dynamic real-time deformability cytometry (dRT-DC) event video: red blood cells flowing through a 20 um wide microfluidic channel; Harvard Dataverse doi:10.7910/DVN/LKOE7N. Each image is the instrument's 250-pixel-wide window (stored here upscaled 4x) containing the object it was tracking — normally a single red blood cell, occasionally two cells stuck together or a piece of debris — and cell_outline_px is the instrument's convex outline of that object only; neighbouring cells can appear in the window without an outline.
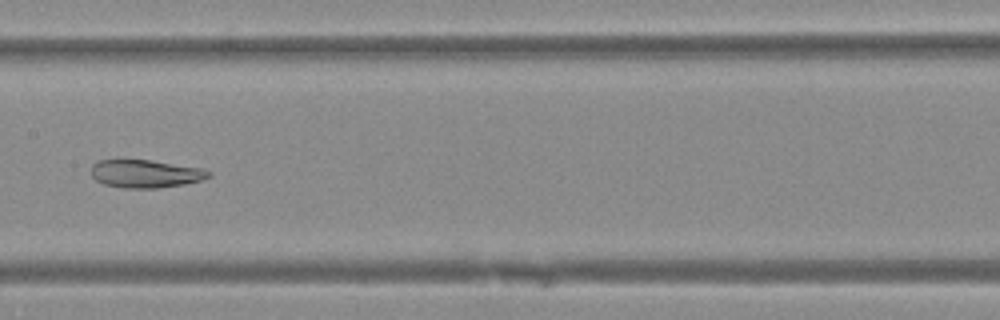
{"species": "Egyptian fruit bat (a non-hibernating species)", "species_latin": "Rousettus aegyptiacus", "temperature_condition": "warm", "stored_images_in_passage": 49, "camera_frame_rate_fps": 3000, "um_per_image_px": 0.085, "animal": {"sex": "female"}, "frame": {"image": 1, "passage_image": 25, "time_ms": 8.0, "image_size_px": [1000, 320], "cell_outline_px": [[212, 176], [204, 180], [184, 184], [156, 188], [124, 188], [104, 184], [96, 180], [92, 176], [92, 164], [96, 160], [152, 160], [204, 168], [212, 172]], "centroid_in_image_um": [12.42, 14.76], "position_along_channel_um": 195.0, "area_um2": 19.36}}
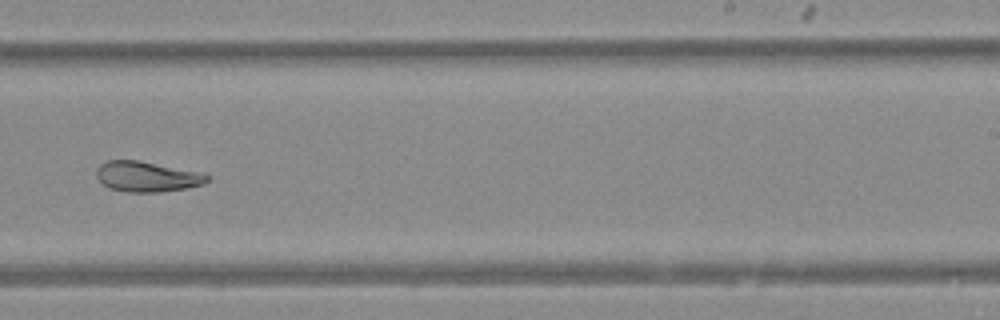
{"frame": {"image": 2, "passage_image": 31, "time_ms": 10.0, "image_size_px": [1000, 320], "cell_outline_px": [[212, 176], [204, 184], [184, 188], [160, 192], [128, 192], [108, 188], [96, 176], [96, 168], [100, 164], [108, 160], [136, 160], [200, 172]], "centroid_in_image_um": [12.48, 15.01], "position_along_channel_um": 276.5, "area_um2": 19.48}}
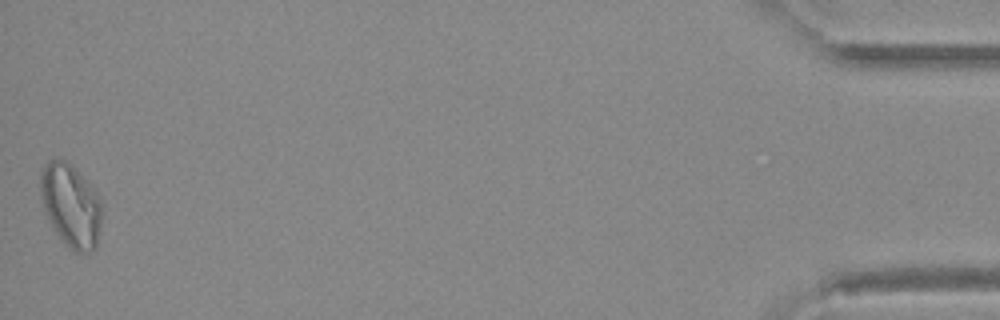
{"frame": {"image": 3, "passage_image": 49, "time_ms": 16.0, "image_size_px": [1000, 320], "cell_outline_px": [[104, 204], [100, 228], [96, 248], [92, 252], [80, 256], [64, 244], [52, 228], [44, 212], [40, 200], [40, 176], [44, 164], [48, 160], [64, 160], [72, 164], [100, 196]], "centroid_in_image_um": [6.04, 17.51], "position_along_channel_um": 429.2, "area_um2": 30.75}}